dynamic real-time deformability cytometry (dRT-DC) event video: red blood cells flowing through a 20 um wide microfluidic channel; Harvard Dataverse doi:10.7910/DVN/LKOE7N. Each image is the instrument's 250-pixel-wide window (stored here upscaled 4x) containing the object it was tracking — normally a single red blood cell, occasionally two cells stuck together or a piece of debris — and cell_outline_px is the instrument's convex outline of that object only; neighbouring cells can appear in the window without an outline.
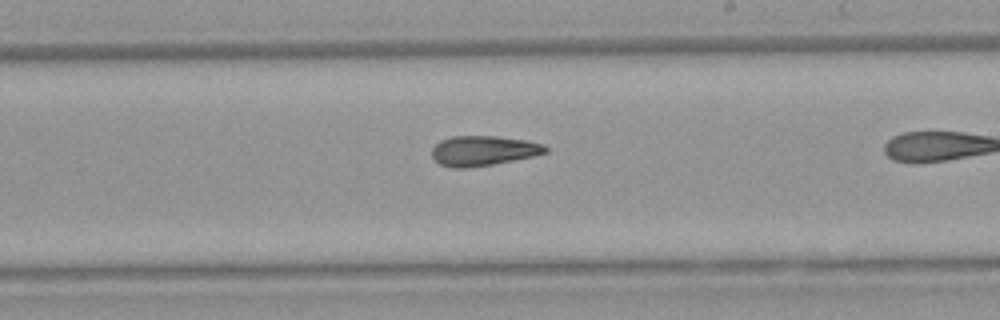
{"species": "Egyptian fruit bat (a non-hibernating species)", "species_latin": "Rousettus aegyptiacus", "temperature_condition": "warm", "stored_images_in_passage": 37, "camera_frame_rate_fps": 3000, "um_per_image_px": 0.085, "animal": {"sex": "female"}, "frame": {"image": 1, "passage_image": 27, "time_ms": 8.667, "image_size_px": [1000, 320], "cell_outline_px": [[548, 152], [532, 156], [492, 164], [468, 168], [452, 168], [440, 164], [432, 156], [432, 148], [440, 140], [452, 136], [496, 136], [524, 140], [544, 144], [548, 148]], "centroid_in_image_um": [41.06, 12.81], "position_along_channel_um": 247.9, "area_um2": 19.71}}